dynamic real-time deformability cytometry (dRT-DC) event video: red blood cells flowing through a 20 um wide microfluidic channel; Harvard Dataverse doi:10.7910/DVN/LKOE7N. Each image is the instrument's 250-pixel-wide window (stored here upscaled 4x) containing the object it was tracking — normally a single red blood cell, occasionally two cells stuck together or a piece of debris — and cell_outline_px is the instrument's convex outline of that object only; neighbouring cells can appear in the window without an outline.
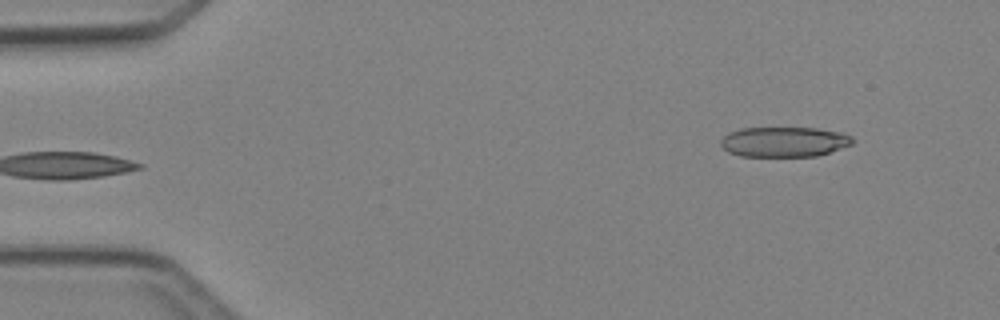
{"species": "Egyptian fruit bat (a non-hibernating species)", "species_latin": "Rousettus aegyptiacus", "temperature_condition": "cold", "stored_images_in_passage": 2, "camera_frame_rate_fps": 3000, "um_per_image_px": 0.085, "animal": {"sex": "female"}, "frame": {"image": 1, "passage_image": 2, "time_ms": 1.333, "image_size_px": [1000, 320], "cell_outline_px": [[852, 144], [816, 156], [740, 156], [728, 152], [720, 144], [720, 140], [728, 132], [740, 128], [816, 128], [844, 132], [852, 136]], "centroid_in_image_um": [66.63, 12.05], "position_along_channel_um": 18.4, "area_um2": 23.12}}